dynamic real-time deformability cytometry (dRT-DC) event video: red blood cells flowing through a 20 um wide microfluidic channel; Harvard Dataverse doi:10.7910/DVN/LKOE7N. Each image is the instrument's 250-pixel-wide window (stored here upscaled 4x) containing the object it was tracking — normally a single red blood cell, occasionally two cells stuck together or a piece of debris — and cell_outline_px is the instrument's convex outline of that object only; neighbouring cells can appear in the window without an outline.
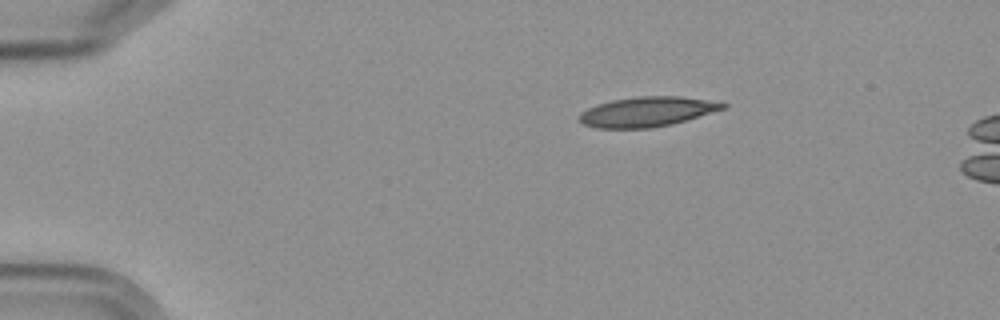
{"species": "Egyptian fruit bat (a non-hibernating species)", "species_latin": "Rousettus aegyptiacus", "temperature_condition": "cold", "stored_images_in_passage": 4, "camera_frame_rate_fps": 3000, "um_per_image_px": 0.085, "frame": {"image": 1, "passage_image": 1, "time_ms": 0.0, "image_size_px": [1000, 320], "cell_outline_px": [[728, 108], [672, 124], [648, 128], [596, 128], [584, 124], [576, 116], [580, 112], [596, 104], [612, 100], [636, 96], [680, 96], [728, 104]], "centroid_in_image_um": [54.97, 9.49], "position_along_channel_um": 30.0, "area_um2": 24.97}}